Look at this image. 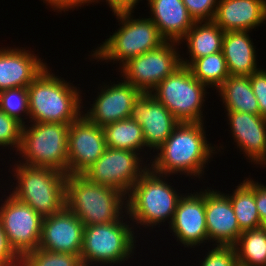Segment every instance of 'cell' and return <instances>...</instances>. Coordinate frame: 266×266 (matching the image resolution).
I'll list each match as a JSON object with an SVG mask.
<instances>
[{"instance_id": "8d00e7d4", "label": "cell", "mask_w": 266, "mask_h": 266, "mask_svg": "<svg viewBox=\"0 0 266 266\" xmlns=\"http://www.w3.org/2000/svg\"><path fill=\"white\" fill-rule=\"evenodd\" d=\"M255 202L261 222L266 218V186L255 182Z\"/></svg>"}, {"instance_id": "7402d4cb", "label": "cell", "mask_w": 266, "mask_h": 266, "mask_svg": "<svg viewBox=\"0 0 266 266\" xmlns=\"http://www.w3.org/2000/svg\"><path fill=\"white\" fill-rule=\"evenodd\" d=\"M148 2L152 12L150 19L166 41L180 42L196 22L182 0Z\"/></svg>"}, {"instance_id": "44dd1931", "label": "cell", "mask_w": 266, "mask_h": 266, "mask_svg": "<svg viewBox=\"0 0 266 266\" xmlns=\"http://www.w3.org/2000/svg\"><path fill=\"white\" fill-rule=\"evenodd\" d=\"M266 20V0H219L213 21L225 32L250 31Z\"/></svg>"}, {"instance_id": "ac0fdd59", "label": "cell", "mask_w": 266, "mask_h": 266, "mask_svg": "<svg viewBox=\"0 0 266 266\" xmlns=\"http://www.w3.org/2000/svg\"><path fill=\"white\" fill-rule=\"evenodd\" d=\"M205 219L208 240L216 241L215 245H234L238 241L242 231L227 195L205 190Z\"/></svg>"}, {"instance_id": "f1b7e54d", "label": "cell", "mask_w": 266, "mask_h": 266, "mask_svg": "<svg viewBox=\"0 0 266 266\" xmlns=\"http://www.w3.org/2000/svg\"><path fill=\"white\" fill-rule=\"evenodd\" d=\"M188 68L202 84L217 89L230 76L222 51L195 59Z\"/></svg>"}, {"instance_id": "277c9868", "label": "cell", "mask_w": 266, "mask_h": 266, "mask_svg": "<svg viewBox=\"0 0 266 266\" xmlns=\"http://www.w3.org/2000/svg\"><path fill=\"white\" fill-rule=\"evenodd\" d=\"M18 186L12 191L19 201L29 205L43 218L60 212L65 207L67 175L49 167L16 164Z\"/></svg>"}, {"instance_id": "9a60e30c", "label": "cell", "mask_w": 266, "mask_h": 266, "mask_svg": "<svg viewBox=\"0 0 266 266\" xmlns=\"http://www.w3.org/2000/svg\"><path fill=\"white\" fill-rule=\"evenodd\" d=\"M130 119L142 127L146 147L158 148L180 123L171 112L150 93H142L134 102Z\"/></svg>"}, {"instance_id": "7a4b0ae2", "label": "cell", "mask_w": 266, "mask_h": 266, "mask_svg": "<svg viewBox=\"0 0 266 266\" xmlns=\"http://www.w3.org/2000/svg\"><path fill=\"white\" fill-rule=\"evenodd\" d=\"M45 67L27 87L33 123L71 124L80 116V92Z\"/></svg>"}, {"instance_id": "4316f807", "label": "cell", "mask_w": 266, "mask_h": 266, "mask_svg": "<svg viewBox=\"0 0 266 266\" xmlns=\"http://www.w3.org/2000/svg\"><path fill=\"white\" fill-rule=\"evenodd\" d=\"M103 130L107 147L138 153L146 146L142 127L136 120H118L104 126Z\"/></svg>"}, {"instance_id": "4fadbf2b", "label": "cell", "mask_w": 266, "mask_h": 266, "mask_svg": "<svg viewBox=\"0 0 266 266\" xmlns=\"http://www.w3.org/2000/svg\"><path fill=\"white\" fill-rule=\"evenodd\" d=\"M106 148L103 127L91 123L81 115L69 125L68 175H82Z\"/></svg>"}, {"instance_id": "83f0119b", "label": "cell", "mask_w": 266, "mask_h": 266, "mask_svg": "<svg viewBox=\"0 0 266 266\" xmlns=\"http://www.w3.org/2000/svg\"><path fill=\"white\" fill-rule=\"evenodd\" d=\"M234 247L239 266H266V231L261 227L243 231Z\"/></svg>"}, {"instance_id": "cb8c5ba5", "label": "cell", "mask_w": 266, "mask_h": 266, "mask_svg": "<svg viewBox=\"0 0 266 266\" xmlns=\"http://www.w3.org/2000/svg\"><path fill=\"white\" fill-rule=\"evenodd\" d=\"M224 34L225 31L214 21H196L181 40L187 41L188 53L191 56L190 62L181 59L182 66L188 67L195 59L222 51Z\"/></svg>"}, {"instance_id": "d4e9b609", "label": "cell", "mask_w": 266, "mask_h": 266, "mask_svg": "<svg viewBox=\"0 0 266 266\" xmlns=\"http://www.w3.org/2000/svg\"><path fill=\"white\" fill-rule=\"evenodd\" d=\"M218 90L227 111L260 115L258 101L251 86L250 76L230 75Z\"/></svg>"}, {"instance_id": "7c38bea8", "label": "cell", "mask_w": 266, "mask_h": 266, "mask_svg": "<svg viewBox=\"0 0 266 266\" xmlns=\"http://www.w3.org/2000/svg\"><path fill=\"white\" fill-rule=\"evenodd\" d=\"M43 217L29 205L9 195L0 207V224L8 243L21 256L38 248Z\"/></svg>"}, {"instance_id": "f546056e", "label": "cell", "mask_w": 266, "mask_h": 266, "mask_svg": "<svg viewBox=\"0 0 266 266\" xmlns=\"http://www.w3.org/2000/svg\"><path fill=\"white\" fill-rule=\"evenodd\" d=\"M18 266H83L80 255L37 248L19 256Z\"/></svg>"}, {"instance_id": "e0dca14e", "label": "cell", "mask_w": 266, "mask_h": 266, "mask_svg": "<svg viewBox=\"0 0 266 266\" xmlns=\"http://www.w3.org/2000/svg\"><path fill=\"white\" fill-rule=\"evenodd\" d=\"M182 195L171 222V230L184 246H195L208 240L205 219V192Z\"/></svg>"}, {"instance_id": "9c48e42d", "label": "cell", "mask_w": 266, "mask_h": 266, "mask_svg": "<svg viewBox=\"0 0 266 266\" xmlns=\"http://www.w3.org/2000/svg\"><path fill=\"white\" fill-rule=\"evenodd\" d=\"M123 220L84 226L83 244L80 253L83 266L91 262L116 264L125 261L133 253L134 233Z\"/></svg>"}, {"instance_id": "ba28073f", "label": "cell", "mask_w": 266, "mask_h": 266, "mask_svg": "<svg viewBox=\"0 0 266 266\" xmlns=\"http://www.w3.org/2000/svg\"><path fill=\"white\" fill-rule=\"evenodd\" d=\"M205 89L206 85L196 79L188 67L181 66L152 90L156 92L150 94L179 122H203L201 108Z\"/></svg>"}, {"instance_id": "1f68e13d", "label": "cell", "mask_w": 266, "mask_h": 266, "mask_svg": "<svg viewBox=\"0 0 266 266\" xmlns=\"http://www.w3.org/2000/svg\"><path fill=\"white\" fill-rule=\"evenodd\" d=\"M23 124L0 109V146H15L17 151L21 142Z\"/></svg>"}, {"instance_id": "836d02e7", "label": "cell", "mask_w": 266, "mask_h": 266, "mask_svg": "<svg viewBox=\"0 0 266 266\" xmlns=\"http://www.w3.org/2000/svg\"><path fill=\"white\" fill-rule=\"evenodd\" d=\"M195 21H213L218 0H182Z\"/></svg>"}, {"instance_id": "30bf717a", "label": "cell", "mask_w": 266, "mask_h": 266, "mask_svg": "<svg viewBox=\"0 0 266 266\" xmlns=\"http://www.w3.org/2000/svg\"><path fill=\"white\" fill-rule=\"evenodd\" d=\"M179 43L165 41L158 48L128 60L121 66L122 75L126 79L124 81L142 93H151L162 80L182 66L181 57L175 48V44Z\"/></svg>"}, {"instance_id": "3957f363", "label": "cell", "mask_w": 266, "mask_h": 266, "mask_svg": "<svg viewBox=\"0 0 266 266\" xmlns=\"http://www.w3.org/2000/svg\"><path fill=\"white\" fill-rule=\"evenodd\" d=\"M126 199L116 188L91 182L83 175H67L65 206L84 226L123 219L120 215Z\"/></svg>"}, {"instance_id": "6da1fadb", "label": "cell", "mask_w": 266, "mask_h": 266, "mask_svg": "<svg viewBox=\"0 0 266 266\" xmlns=\"http://www.w3.org/2000/svg\"><path fill=\"white\" fill-rule=\"evenodd\" d=\"M205 136L203 122H180L158 148L160 153L155 156L150 169L166 176L178 172L200 176L215 151L207 144Z\"/></svg>"}, {"instance_id": "74e56055", "label": "cell", "mask_w": 266, "mask_h": 266, "mask_svg": "<svg viewBox=\"0 0 266 266\" xmlns=\"http://www.w3.org/2000/svg\"><path fill=\"white\" fill-rule=\"evenodd\" d=\"M94 1L95 0H90L91 3ZM138 1L139 0H106L108 5L112 9V12L133 10Z\"/></svg>"}, {"instance_id": "484cf974", "label": "cell", "mask_w": 266, "mask_h": 266, "mask_svg": "<svg viewBox=\"0 0 266 266\" xmlns=\"http://www.w3.org/2000/svg\"><path fill=\"white\" fill-rule=\"evenodd\" d=\"M237 218L240 230H252L261 227V220L255 202V182L244 180L235 189L234 193L228 195Z\"/></svg>"}, {"instance_id": "8fae6325", "label": "cell", "mask_w": 266, "mask_h": 266, "mask_svg": "<svg viewBox=\"0 0 266 266\" xmlns=\"http://www.w3.org/2000/svg\"><path fill=\"white\" fill-rule=\"evenodd\" d=\"M139 154L130 150L107 147L82 175L91 182L116 188L127 195L135 182L149 169L140 166L143 160Z\"/></svg>"}, {"instance_id": "d590c367", "label": "cell", "mask_w": 266, "mask_h": 266, "mask_svg": "<svg viewBox=\"0 0 266 266\" xmlns=\"http://www.w3.org/2000/svg\"><path fill=\"white\" fill-rule=\"evenodd\" d=\"M0 259H2L8 266H18L19 256L10 247L6 234L0 224Z\"/></svg>"}, {"instance_id": "d6986e66", "label": "cell", "mask_w": 266, "mask_h": 266, "mask_svg": "<svg viewBox=\"0 0 266 266\" xmlns=\"http://www.w3.org/2000/svg\"><path fill=\"white\" fill-rule=\"evenodd\" d=\"M227 112L238 147L251 162L266 165V118L245 112Z\"/></svg>"}, {"instance_id": "e575fe53", "label": "cell", "mask_w": 266, "mask_h": 266, "mask_svg": "<svg viewBox=\"0 0 266 266\" xmlns=\"http://www.w3.org/2000/svg\"><path fill=\"white\" fill-rule=\"evenodd\" d=\"M249 76L254 95L258 101L260 116L266 118V71L257 70Z\"/></svg>"}, {"instance_id": "f35d334b", "label": "cell", "mask_w": 266, "mask_h": 266, "mask_svg": "<svg viewBox=\"0 0 266 266\" xmlns=\"http://www.w3.org/2000/svg\"><path fill=\"white\" fill-rule=\"evenodd\" d=\"M46 3H50V5L52 6V8H57L59 10H63V9H71V8H75L82 4H86V3H90V0H44Z\"/></svg>"}, {"instance_id": "ab89813d", "label": "cell", "mask_w": 266, "mask_h": 266, "mask_svg": "<svg viewBox=\"0 0 266 266\" xmlns=\"http://www.w3.org/2000/svg\"><path fill=\"white\" fill-rule=\"evenodd\" d=\"M261 228L266 231V218L261 222Z\"/></svg>"}, {"instance_id": "5b68a950", "label": "cell", "mask_w": 266, "mask_h": 266, "mask_svg": "<svg viewBox=\"0 0 266 266\" xmlns=\"http://www.w3.org/2000/svg\"><path fill=\"white\" fill-rule=\"evenodd\" d=\"M161 177L164 178L149 168L129 191L124 208L134 222L153 226L170 218L168 223L171 224L182 196Z\"/></svg>"}, {"instance_id": "d6a6232c", "label": "cell", "mask_w": 266, "mask_h": 266, "mask_svg": "<svg viewBox=\"0 0 266 266\" xmlns=\"http://www.w3.org/2000/svg\"><path fill=\"white\" fill-rule=\"evenodd\" d=\"M201 266H239L234 245H218L208 252Z\"/></svg>"}, {"instance_id": "8992f818", "label": "cell", "mask_w": 266, "mask_h": 266, "mask_svg": "<svg viewBox=\"0 0 266 266\" xmlns=\"http://www.w3.org/2000/svg\"><path fill=\"white\" fill-rule=\"evenodd\" d=\"M69 125L34 123L28 127L24 124L18 149L26 160L22 164L49 167L68 175Z\"/></svg>"}, {"instance_id": "5bb4252c", "label": "cell", "mask_w": 266, "mask_h": 266, "mask_svg": "<svg viewBox=\"0 0 266 266\" xmlns=\"http://www.w3.org/2000/svg\"><path fill=\"white\" fill-rule=\"evenodd\" d=\"M83 233L84 223L65 206L60 212L43 218L38 248L80 255Z\"/></svg>"}, {"instance_id": "2e32d148", "label": "cell", "mask_w": 266, "mask_h": 266, "mask_svg": "<svg viewBox=\"0 0 266 266\" xmlns=\"http://www.w3.org/2000/svg\"><path fill=\"white\" fill-rule=\"evenodd\" d=\"M103 88L90 111L84 116L100 127L128 119L134 102L142 92L125 81Z\"/></svg>"}, {"instance_id": "52a82bcc", "label": "cell", "mask_w": 266, "mask_h": 266, "mask_svg": "<svg viewBox=\"0 0 266 266\" xmlns=\"http://www.w3.org/2000/svg\"><path fill=\"white\" fill-rule=\"evenodd\" d=\"M132 10L114 12L122 26L106 39L92 55L101 60H128L147 51L154 50L166 40L159 34L150 18L131 19Z\"/></svg>"}, {"instance_id": "60d3db41", "label": "cell", "mask_w": 266, "mask_h": 266, "mask_svg": "<svg viewBox=\"0 0 266 266\" xmlns=\"http://www.w3.org/2000/svg\"><path fill=\"white\" fill-rule=\"evenodd\" d=\"M0 266H8L2 259H0Z\"/></svg>"}, {"instance_id": "4dcf8cb0", "label": "cell", "mask_w": 266, "mask_h": 266, "mask_svg": "<svg viewBox=\"0 0 266 266\" xmlns=\"http://www.w3.org/2000/svg\"><path fill=\"white\" fill-rule=\"evenodd\" d=\"M0 109L24 125L25 122L20 115L22 112L29 115L27 88L20 87L0 91Z\"/></svg>"}, {"instance_id": "603a6c76", "label": "cell", "mask_w": 266, "mask_h": 266, "mask_svg": "<svg viewBox=\"0 0 266 266\" xmlns=\"http://www.w3.org/2000/svg\"><path fill=\"white\" fill-rule=\"evenodd\" d=\"M249 31H227L223 36L222 53L232 76H249L258 70L255 48Z\"/></svg>"}, {"instance_id": "ffe728a7", "label": "cell", "mask_w": 266, "mask_h": 266, "mask_svg": "<svg viewBox=\"0 0 266 266\" xmlns=\"http://www.w3.org/2000/svg\"><path fill=\"white\" fill-rule=\"evenodd\" d=\"M41 59L25 49L0 50V91L27 88L46 67Z\"/></svg>"}]
</instances>
